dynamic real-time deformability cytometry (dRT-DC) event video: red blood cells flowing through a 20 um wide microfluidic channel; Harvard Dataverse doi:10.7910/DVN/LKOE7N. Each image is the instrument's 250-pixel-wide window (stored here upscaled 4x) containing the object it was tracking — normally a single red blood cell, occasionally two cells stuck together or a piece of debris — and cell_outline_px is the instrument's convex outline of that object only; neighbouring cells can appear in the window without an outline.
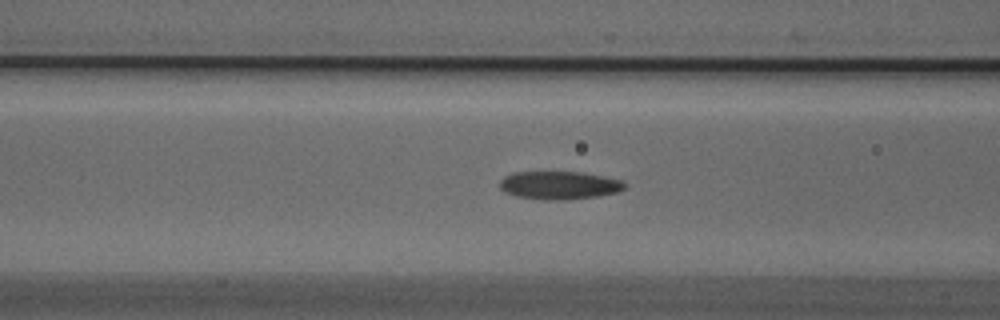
{"species": "Egyptian fruit bat (a non-hibernating species)", "species_latin": "Rousettus aegyptiacus", "temperature_condition": "cold", "stored_images_in_passage": 46, "camera_frame_rate_fps": 3000, "um_per_image_px": 0.085, "animal": {"sex": "male"}, "frame": {"image": 1, "passage_image": 12, "time_ms": 3.667, "image_size_px": [1000, 320], "cell_outline_px": [[624, 188], [616, 192], [596, 196], [564, 200], [544, 200], [516, 196], [504, 192], [500, 188], [500, 180], [504, 176], [516, 172], [580, 172], [620, 180], [624, 184]], "centroid_in_image_um": [47.46, 15.75], "position_along_channel_um": 119.1, "area_um2": 20.17}}
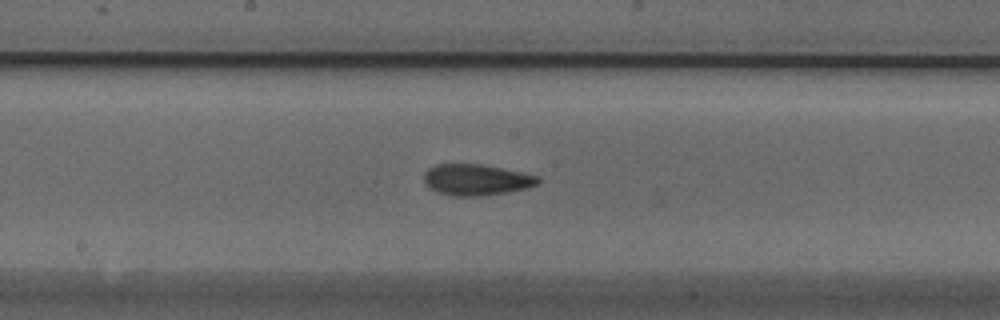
{"frame": {"image": 2, "passage_image": 19, "time_ms": 6.0, "image_size_px": [1000, 320], "cell_outline_px": [[540, 180], [536, 184], [528, 188], [508, 192], [480, 196], [452, 196], [436, 192], [428, 188], [424, 180], [424, 172], [428, 168], [436, 164], [484, 164], [540, 176]], "centroid_in_image_um": [40.47, 15.28], "position_along_channel_um": 207.7, "area_um2": 20.92}}
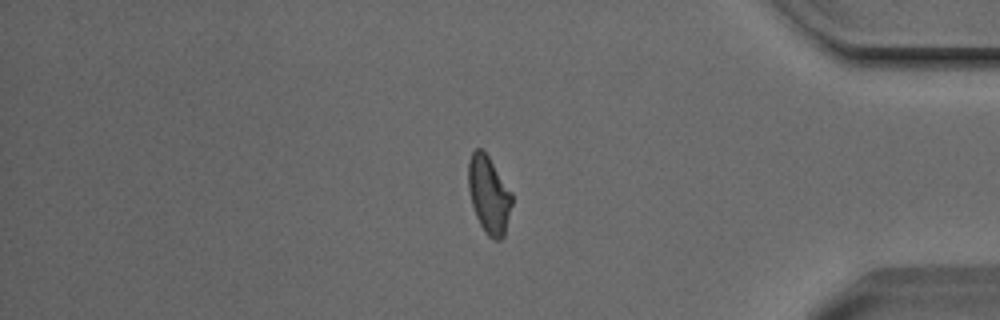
{"frame": {"image": 3, "passage_image": 36, "time_ms": 11.667, "image_size_px": [1000, 320], "cell_outline_px": [[512, 204], [504, 236], [500, 240], [492, 240], [484, 232], [476, 216], [472, 204], [468, 188], [468, 160], [472, 152], [476, 148], [480, 148], [488, 156], [512, 192]], "centroid_in_image_um": [41.55, 16.57], "position_along_channel_um": 393.7, "area_um2": 19.71}, "authors_computed_cell_mechanics": {"area_um2": 19.941, "velocity_mm_per_s": 3.7991, "shape_relaxation_time_tau1_ms": 7.9179, "shape_relaxation_time_tau2_ms": 2.9143, "deformation_change_tau1": 0.1742, "deformation_change_tau2": 0.0879}}